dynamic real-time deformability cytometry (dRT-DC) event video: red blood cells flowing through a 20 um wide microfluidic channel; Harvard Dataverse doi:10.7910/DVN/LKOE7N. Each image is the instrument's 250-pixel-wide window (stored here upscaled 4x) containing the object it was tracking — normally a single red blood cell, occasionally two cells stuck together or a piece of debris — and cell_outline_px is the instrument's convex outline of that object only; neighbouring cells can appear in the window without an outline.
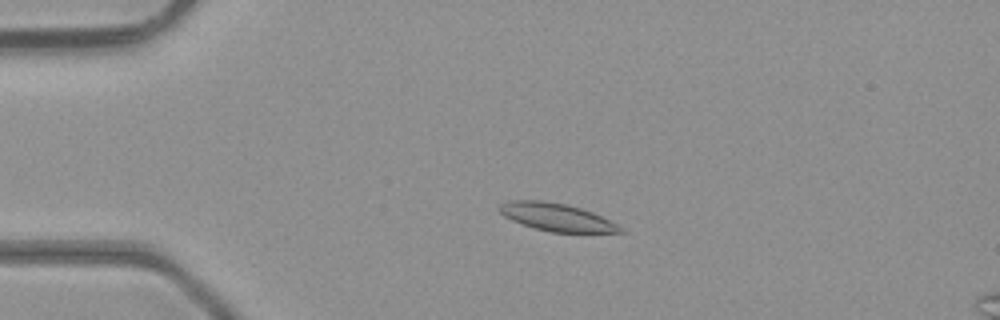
{"species": "common noctule bat (a hibernating species)", "species_latin": "Nyctalus noctula", "temperature_condition": "room temperature", "stored_images_in_passage": 47, "camera_frame_rate_fps": 3000, "um_per_image_px": 0.085, "animal": {"sex": "male", "body_mass_g": 23.1, "forearm_length_mm": 52.7}, "frame": {"image": 1, "passage_image": 11, "time_ms": 3.333, "image_size_px": [1000, 320], "cell_outline_px": [[628, 232], [552, 232], [536, 228], [512, 220], [504, 216], [496, 208], [500, 204], [508, 200], [544, 200], [568, 204], [592, 212], [616, 224]], "centroid_in_image_um": [47.27, 18.43], "position_along_channel_um": 37.7, "area_um2": 19.36}}
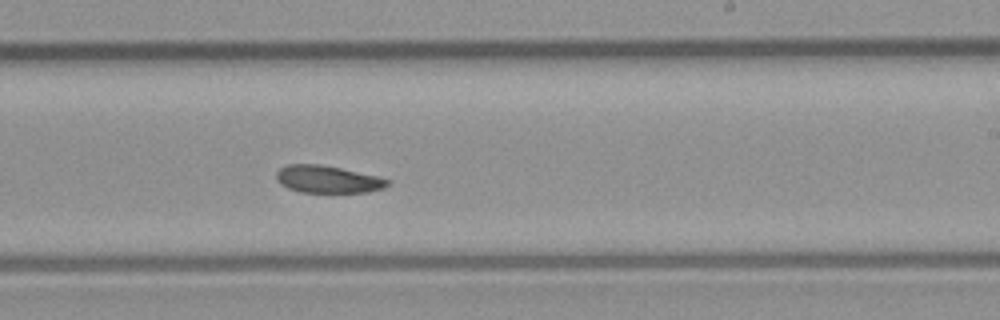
{"frame": {"image": 2, "passage_image": 29, "time_ms": 9.333, "image_size_px": [1000, 320], "cell_outline_px": [[392, 180], [384, 188], [368, 192], [300, 192], [288, 188], [280, 184], [276, 180], [276, 172], [280, 168], [288, 164], [320, 164], [340, 168], [376, 176]], "centroid_in_image_um": [27.83, 15.24], "position_along_channel_um": 261.2, "area_um2": 17.69}}
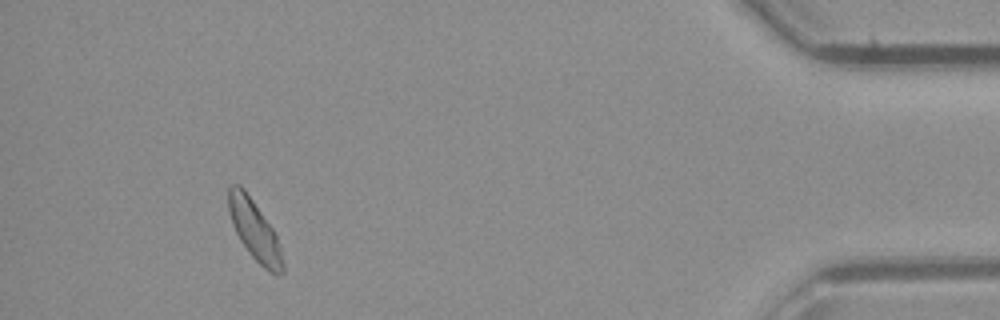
{"frame": {"image": 3, "passage_image": 44, "time_ms": 14.333, "image_size_px": [1000, 320], "cell_outline_px": [[284, 272], [280, 276], [276, 276], [268, 272], [252, 256], [240, 240], [232, 224], [228, 212], [228, 188], [232, 184], [240, 184], [244, 188], [276, 232], [280, 244], [284, 264]], "centroid_in_image_um": [21.66, 19.59], "position_along_channel_um": 413.5, "area_um2": 19.31}, "authors_computed_cell_mechanics": {"area_um2": 18.9584, "velocity_mm_per_s": 4.3701, "shape_relaxation_time_tau1_ms": null, "shape_relaxation_time_tau2_ms": 6.6614, "deformation_change_tau1": null, "deformation_change_tau2": 0.1221}}